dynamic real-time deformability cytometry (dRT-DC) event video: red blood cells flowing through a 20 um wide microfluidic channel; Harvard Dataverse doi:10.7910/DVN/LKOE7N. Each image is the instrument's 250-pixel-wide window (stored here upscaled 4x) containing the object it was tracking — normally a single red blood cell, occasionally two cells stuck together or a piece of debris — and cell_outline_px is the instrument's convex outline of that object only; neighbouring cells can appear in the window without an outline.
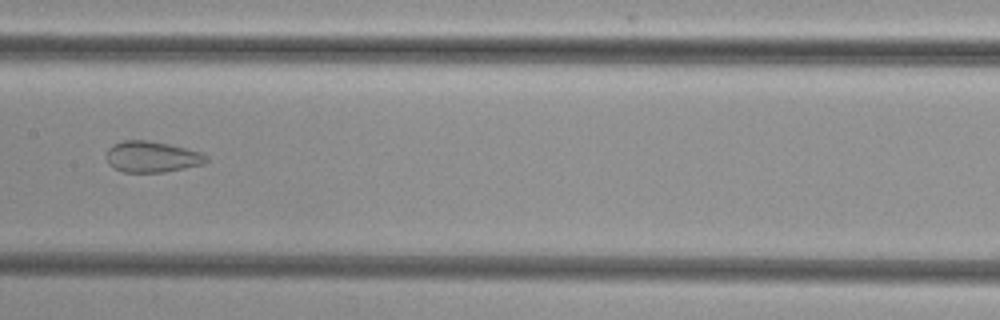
{"species": "common noctule bat (a hibernating species)", "species_latin": "Nyctalus noctula", "temperature_condition": "cold", "stored_images_in_passage": 51, "camera_frame_rate_fps": 3000, "um_per_image_px": 0.085, "animal": {"sex": "female", "body_mass_g": 29.2, "forearm_length_mm": 56.3}, "frame": {"image": 1, "passage_image": 25, "time_ms": 8.0, "image_size_px": [1000, 320], "cell_outline_px": [[208, 160], [204, 164], [164, 172], [124, 172], [112, 168], [108, 164], [104, 156], [108, 148], [112, 144], [124, 140], [148, 140], [168, 144], [200, 152], [208, 156]], "centroid_in_image_um": [12.85, 13.33], "position_along_channel_um": 194.5, "area_um2": 18.26}}
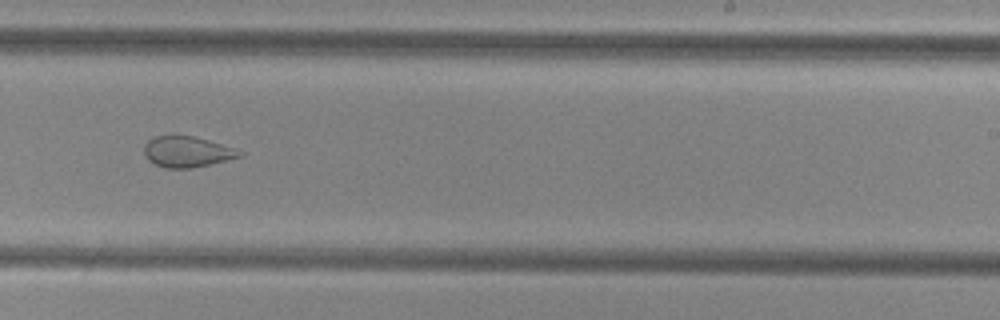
{"frame": {"image": 2, "passage_image": 31, "time_ms": 10.0, "image_size_px": [1000, 320], "cell_outline_px": [[244, 156], [192, 168], [164, 168], [148, 160], [144, 156], [144, 144], [148, 140], [156, 136], [172, 132], [192, 136], [236, 148], [244, 152]], "centroid_in_image_um": [15.87, 12.87], "position_along_channel_um": 273.1, "area_um2": 17.63}}
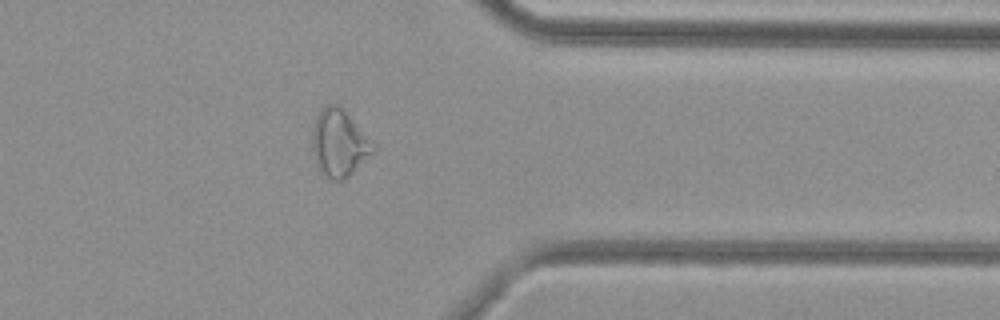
{"frame": {"image": 3, "passage_image": 40, "time_ms": 13.0, "image_size_px": [1000, 320], "cell_outline_px": [[376, 148], [344, 180], [332, 180], [320, 172], [316, 164], [312, 148], [312, 132], [316, 116], [320, 108], [328, 104], [336, 104], [344, 108], [376, 144]], "centroid_in_image_um": [28.82, 12.12], "position_along_channel_um": 382.6, "area_um2": 23.93}}